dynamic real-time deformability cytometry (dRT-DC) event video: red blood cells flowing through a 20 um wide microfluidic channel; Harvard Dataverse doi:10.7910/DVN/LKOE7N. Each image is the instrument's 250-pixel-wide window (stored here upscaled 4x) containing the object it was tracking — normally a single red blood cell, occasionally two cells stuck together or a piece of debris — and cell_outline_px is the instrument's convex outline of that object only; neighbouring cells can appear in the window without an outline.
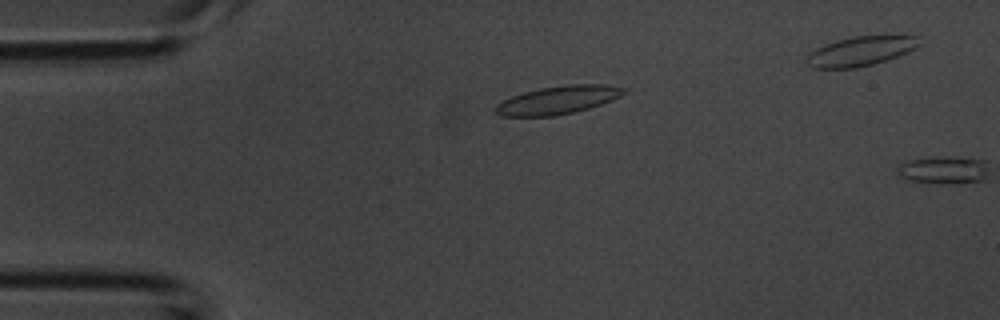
{"species": "common noctule bat (a hibernating species)", "species_latin": "Nyctalus noctula", "temperature_condition": "room temperature", "stored_images_in_passage": 7, "camera_frame_rate_fps": 3000, "um_per_image_px": 0.085, "animal": {"sex": "male", "body_mass_g": 20.1, "forearm_length_mm": 53.5}, "frame": {"image": 1, "passage_image": 6, "time_ms": 1.667, "image_size_px": [1000, 320], "cell_outline_px": [[628, 92], [612, 100], [588, 108], [572, 112], [552, 116], [500, 116], [496, 112], [496, 104], [512, 96], [524, 92], [540, 88], [568, 84], [604, 84], [628, 88]], "centroid_in_image_um": [47.47, 8.48], "position_along_channel_um": 37.5, "area_um2": 20.92}}